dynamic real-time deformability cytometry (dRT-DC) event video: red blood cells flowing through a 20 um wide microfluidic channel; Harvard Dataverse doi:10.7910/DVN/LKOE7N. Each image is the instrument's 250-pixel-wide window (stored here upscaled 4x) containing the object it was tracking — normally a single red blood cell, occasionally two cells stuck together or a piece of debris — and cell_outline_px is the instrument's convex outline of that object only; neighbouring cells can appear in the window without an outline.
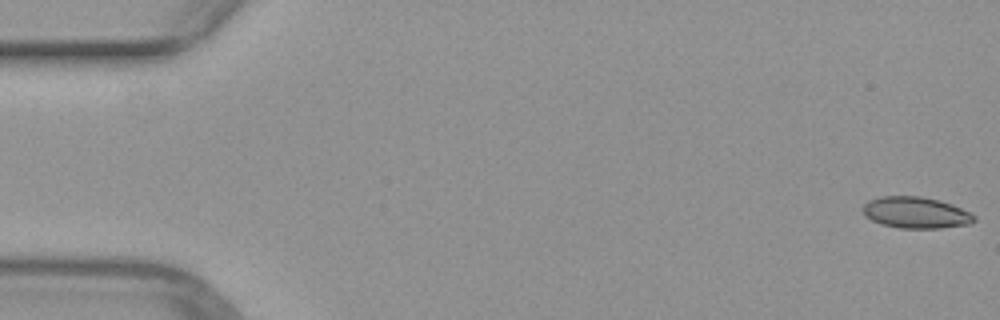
{"species": "common noctule bat (a hibernating species)", "species_latin": "Nyctalus noctula", "temperature_condition": "warm", "stored_images_in_passage": 9, "camera_frame_rate_fps": 3000, "um_per_image_px": 0.085, "animal": {"sex": "female", "body_mass_g": 29.2, "forearm_length_mm": 56.3}, "frame": {"image": 1, "passage_image": 1, "time_ms": 0.0, "image_size_px": [1000, 320], "cell_outline_px": [[976, 220], [968, 224], [940, 228], [900, 228], [880, 224], [864, 216], [864, 204], [868, 200], [880, 196], [920, 196], [940, 200], [952, 204], [976, 216]], "centroid_in_image_um": [77.83, 18.07], "position_along_channel_um": 7.2, "area_um2": 20.35}}